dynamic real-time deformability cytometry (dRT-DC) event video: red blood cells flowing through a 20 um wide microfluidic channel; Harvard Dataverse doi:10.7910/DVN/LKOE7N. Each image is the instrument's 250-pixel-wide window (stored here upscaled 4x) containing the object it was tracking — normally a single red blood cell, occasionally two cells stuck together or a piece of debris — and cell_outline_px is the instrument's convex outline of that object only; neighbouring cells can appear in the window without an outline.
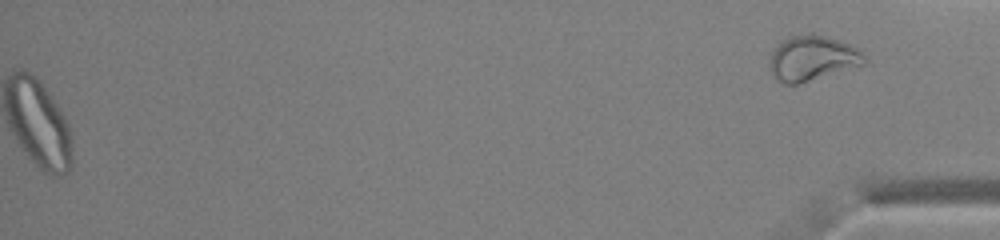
{"species": "common noctule bat (a hibernating species)", "species_latin": "Nyctalus noctula", "temperature_condition": "warm", "stored_images_in_passage": 45, "segment_of_instrument_passage": [2, 2], "camera_frame_rate_fps": 3000, "um_per_image_px": 0.085, "animal": {"sex": "male", "body_mass_g": 13.0, "forearm_length_mm": 53.1}, "frame": {"image": 1, "passage_image": 45, "time_ms": 14.667, "image_size_px": [1000, 240], "cell_outline_px": [[864, 64], [796, 84], [784, 84], [772, 76], [768, 64], [772, 52], [776, 44], [788, 36], [824, 36], [840, 40], [852, 44], [864, 52]], "centroid_in_image_um": [69.01, 4.95], "position_along_channel_um": 366.2, "area_um2": 24.51}}